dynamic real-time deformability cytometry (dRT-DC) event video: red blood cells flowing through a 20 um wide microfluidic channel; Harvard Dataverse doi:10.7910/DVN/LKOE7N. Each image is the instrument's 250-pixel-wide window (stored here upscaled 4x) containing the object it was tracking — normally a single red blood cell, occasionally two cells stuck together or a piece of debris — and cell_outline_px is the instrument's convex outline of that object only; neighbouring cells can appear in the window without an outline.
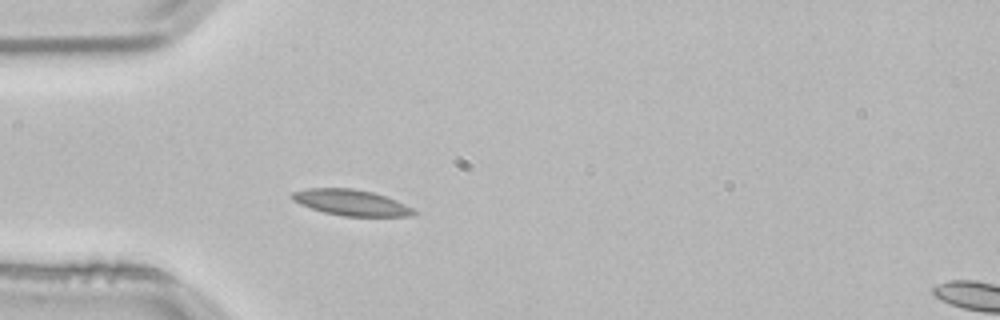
{"species": "common noctule bat (a hibernating species)", "species_latin": "Nyctalus noctula", "temperature_condition": "room temperature", "stored_images_in_passage": 2, "segment_of_instrument_passage": [1, 2], "camera_frame_rate_fps": 3000, "um_per_image_px": 0.085, "animal": {"sex": "male", "body_mass_g": 21.5, "forearm_length_mm": 52.0}, "frame": {"image": 1, "passage_image": 1, "time_ms": 0.0, "image_size_px": [1000, 320], "cell_outline_px": [[420, 212], [416, 216], [344, 216], [324, 212], [300, 204], [292, 200], [288, 196], [292, 192], [308, 188], [352, 188], [372, 192], [396, 200]], "centroid_in_image_um": [29.85, 17.22], "position_along_channel_um": 55.1, "area_um2": 18.44}}